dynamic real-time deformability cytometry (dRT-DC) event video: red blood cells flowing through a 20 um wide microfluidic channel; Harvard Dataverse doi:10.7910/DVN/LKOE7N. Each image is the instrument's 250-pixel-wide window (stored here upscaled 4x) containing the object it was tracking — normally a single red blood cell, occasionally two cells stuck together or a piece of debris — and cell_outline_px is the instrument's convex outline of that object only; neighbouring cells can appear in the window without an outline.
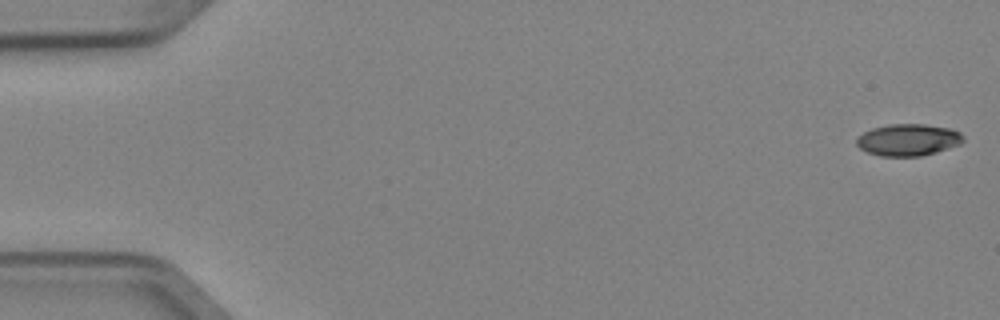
{"species": "Egyptian fruit bat (a non-hibernating species)", "species_latin": "Rousettus aegyptiacus", "temperature_condition": "cold", "stored_images_in_passage": 5, "camera_frame_rate_fps": 3000, "um_per_image_px": 0.085, "animal": {"sex": "female"}, "frame": {"image": 1, "passage_image": 1, "time_ms": 0.0, "image_size_px": [1000, 320], "cell_outline_px": [[964, 140], [960, 144], [936, 152], [920, 156], [880, 156], [868, 152], [860, 148], [856, 144], [856, 136], [872, 128], [888, 124], [924, 124], [952, 128], [960, 132], [964, 136]], "centroid_in_image_um": [77.19, 11.88], "position_along_channel_um": 7.8, "area_um2": 19.94}}
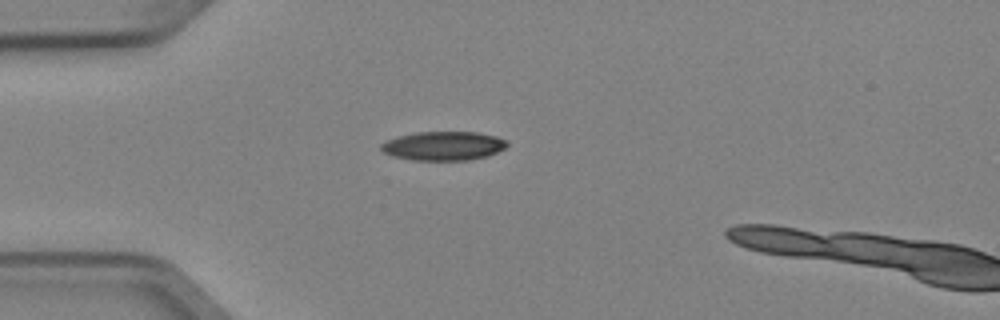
{"frame": {"image": 2, "passage_image": 4, "time_ms": 1.0, "image_size_px": [1000, 320], "cell_outline_px": [[508, 144], [504, 148], [488, 156], [468, 160], [412, 160], [392, 156], [384, 152], [380, 148], [380, 144], [396, 136], [416, 132], [476, 132], [496, 136], [508, 140]], "centroid_in_image_um": [37.69, 12.4], "position_along_channel_um": 47.3, "area_um2": 21.33}}